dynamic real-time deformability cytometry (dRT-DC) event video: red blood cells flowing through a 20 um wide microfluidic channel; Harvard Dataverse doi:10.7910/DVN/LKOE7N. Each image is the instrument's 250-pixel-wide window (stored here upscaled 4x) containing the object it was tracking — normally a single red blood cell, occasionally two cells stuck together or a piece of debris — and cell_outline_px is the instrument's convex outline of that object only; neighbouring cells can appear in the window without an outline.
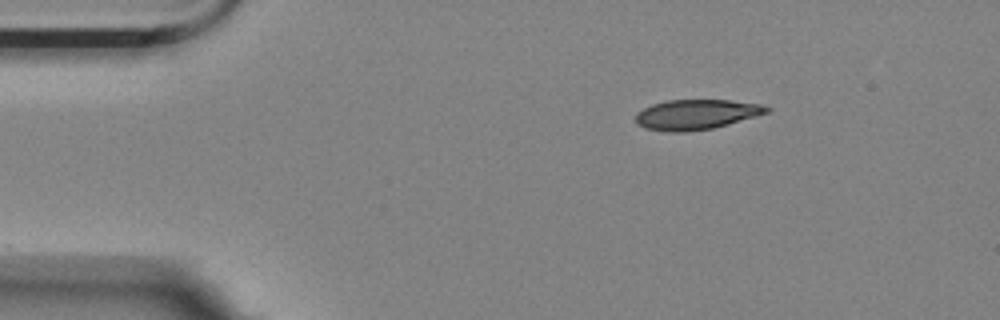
{"species": "Egyptian fruit bat (a non-hibernating species)", "species_latin": "Rousettus aegyptiacus", "temperature_condition": "room temperature", "stored_images_in_passage": 9, "camera_frame_rate_fps": 3000, "um_per_image_px": 0.085, "animal": {"sex": "female"}, "frame": {"image": 1, "passage_image": 1, "time_ms": 0.0, "image_size_px": [1000, 320], "cell_outline_px": [[772, 108], [768, 112], [756, 116], [728, 124], [712, 128], [684, 132], [668, 132], [644, 128], [636, 124], [636, 112], [652, 104], [668, 100], [728, 100], [760, 104]], "centroid_in_image_um": [59.15, 9.73], "position_along_channel_um": 25.8, "area_um2": 22.89}}